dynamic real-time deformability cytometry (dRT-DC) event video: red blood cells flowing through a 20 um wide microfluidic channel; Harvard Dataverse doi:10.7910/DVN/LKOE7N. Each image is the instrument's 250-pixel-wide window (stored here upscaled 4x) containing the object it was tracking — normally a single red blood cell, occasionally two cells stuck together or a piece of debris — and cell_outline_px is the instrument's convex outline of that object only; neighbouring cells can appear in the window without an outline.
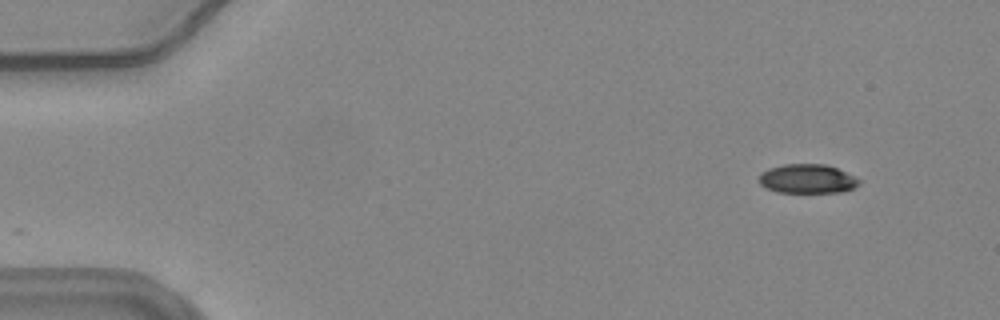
{"species": "common noctule bat (a hibernating species)", "species_latin": "Nyctalus noctula", "temperature_condition": "warm", "stored_images_in_passage": 30, "segment_of_instrument_passage": [1, 2], "camera_frame_rate_fps": 3000, "um_per_image_px": 0.085, "animal": {"sex": "female", "body_mass_g": 24.6, "forearm_length_mm": 56.2}, "frame": {"image": 1, "passage_image": 1, "time_ms": 0.0, "image_size_px": [1000, 320], "cell_outline_px": [[860, 184], [844, 192], [776, 192], [760, 184], [760, 172], [768, 168], [784, 164], [824, 164], [836, 168], [860, 180]], "centroid_in_image_um": [68.6, 15.2], "position_along_channel_um": 16.4, "area_um2": 16.82}}
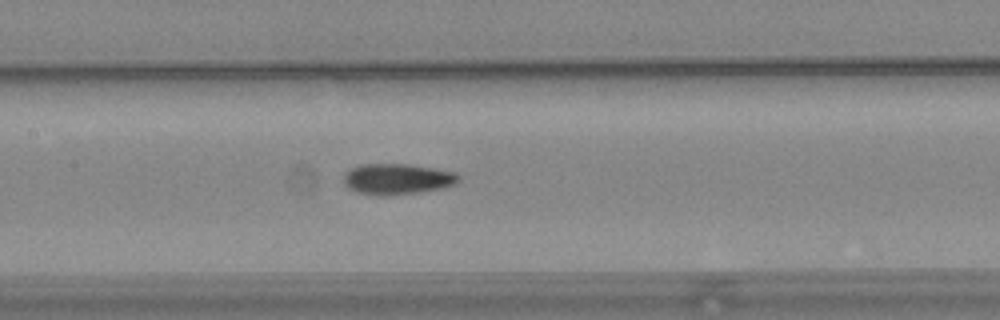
{"frame": {"image": 2, "passage_image": 23, "time_ms": 7.333, "image_size_px": [1000, 320], "cell_outline_px": [[460, 180], [456, 184], [444, 188], [420, 192], [384, 196], [376, 196], [356, 192], [348, 188], [344, 184], [344, 176], [352, 168], [360, 164], [408, 164], [456, 172], [460, 176]], "centroid_in_image_um": [33.79, 15.23], "position_along_channel_um": 173.6, "area_um2": 20.81}}
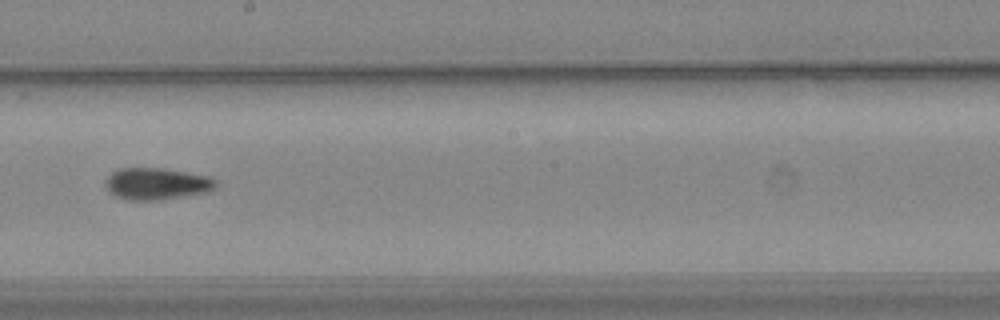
{"frame": {"image": 3, "passage_image": 28, "time_ms": 9.0, "image_size_px": [1000, 320], "cell_outline_px": [[216, 188], [208, 192], [160, 200], [124, 200], [108, 192], [104, 188], [104, 180], [112, 172], [120, 168], [164, 168], [208, 176], [216, 180]], "centroid_in_image_um": [13.27, 15.62], "position_along_channel_um": 234.9, "area_um2": 20.75}}